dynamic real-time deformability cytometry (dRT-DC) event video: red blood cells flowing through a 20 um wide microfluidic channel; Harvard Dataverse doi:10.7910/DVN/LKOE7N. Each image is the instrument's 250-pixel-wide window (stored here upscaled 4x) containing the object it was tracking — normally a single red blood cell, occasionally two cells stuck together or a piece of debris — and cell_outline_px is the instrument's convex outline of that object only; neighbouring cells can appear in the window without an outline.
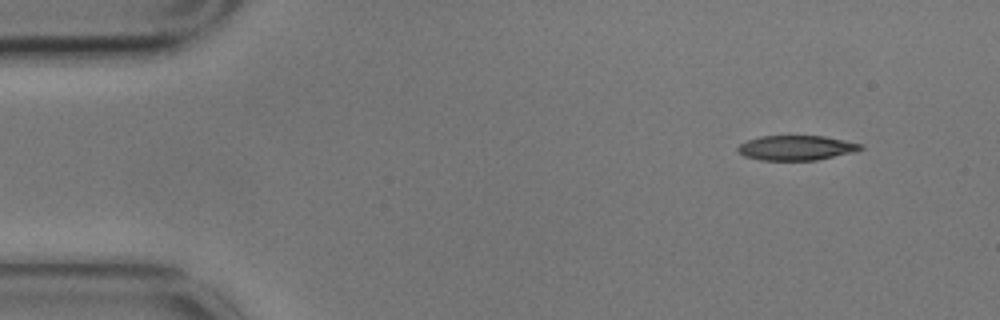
{"species": "common noctule bat (a hibernating species)", "species_latin": "Nyctalus noctula", "temperature_condition": "cold", "stored_images_in_passage": 4, "camera_frame_rate_fps": 3000, "um_per_image_px": 0.085, "animal": {"sex": "male", "body_mass_g": 17.9}, "frame": {"image": 1, "passage_image": 1, "time_ms": 0.0, "image_size_px": [1000, 320], "cell_outline_px": [[864, 148], [856, 152], [816, 160], [760, 160], [744, 156], [736, 152], [736, 148], [740, 144], [748, 140], [760, 136], [824, 136], [864, 144]], "centroid_in_image_um": [67.7, 12.57], "position_along_channel_um": 17.3, "area_um2": 17.92}}
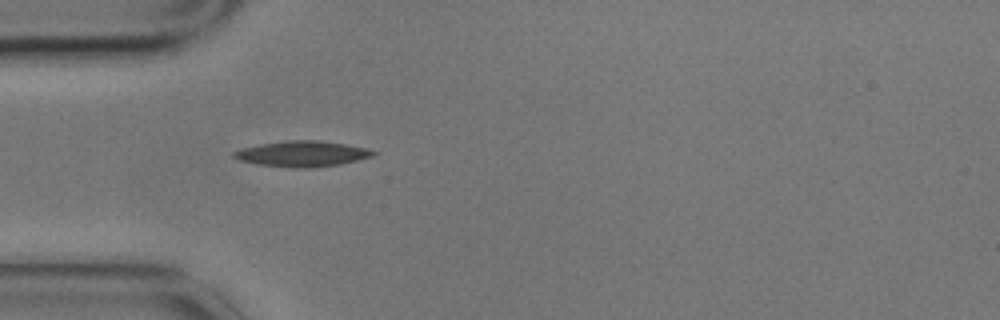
{"frame": {"image": 2, "passage_image": 4, "time_ms": 1.0, "image_size_px": [1000, 320], "cell_outline_px": [[376, 152], [372, 156], [340, 164], [308, 168], [300, 168], [256, 164], [240, 160], [232, 156], [232, 152], [244, 148], [260, 144], [288, 140], [320, 140], [344, 144], [364, 148]], "centroid_in_image_um": [25.65, 13.07], "position_along_channel_um": 59.4, "area_um2": 20.46}}